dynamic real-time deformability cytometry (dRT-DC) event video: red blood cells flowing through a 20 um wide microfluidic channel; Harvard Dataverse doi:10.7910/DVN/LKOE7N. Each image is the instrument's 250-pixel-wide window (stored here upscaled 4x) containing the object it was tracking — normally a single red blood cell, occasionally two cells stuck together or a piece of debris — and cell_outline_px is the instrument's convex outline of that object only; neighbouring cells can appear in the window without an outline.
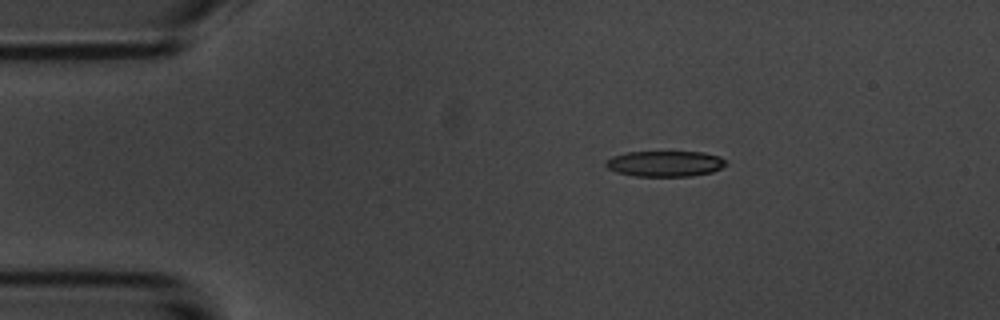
{"species": "common noctule bat (a hibernating species)", "species_latin": "Nyctalus noctula", "temperature_condition": "room temperature", "stored_images_in_passage": 6, "camera_frame_rate_fps": 3000, "um_per_image_px": 0.085, "animal": {"sex": "male", "body_mass_g": 20.1, "forearm_length_mm": 53.5}, "frame": {"image": 1, "passage_image": 6, "time_ms": 6.667, "image_size_px": [1000, 320], "cell_outline_px": [[728, 164], [712, 172], [692, 176], [636, 176], [616, 172], [608, 168], [604, 164], [604, 160], [612, 156], [628, 152], [704, 152], [720, 156]], "centroid_in_image_um": [56.51, 13.91], "position_along_channel_um": 28.5, "area_um2": 18.09}}